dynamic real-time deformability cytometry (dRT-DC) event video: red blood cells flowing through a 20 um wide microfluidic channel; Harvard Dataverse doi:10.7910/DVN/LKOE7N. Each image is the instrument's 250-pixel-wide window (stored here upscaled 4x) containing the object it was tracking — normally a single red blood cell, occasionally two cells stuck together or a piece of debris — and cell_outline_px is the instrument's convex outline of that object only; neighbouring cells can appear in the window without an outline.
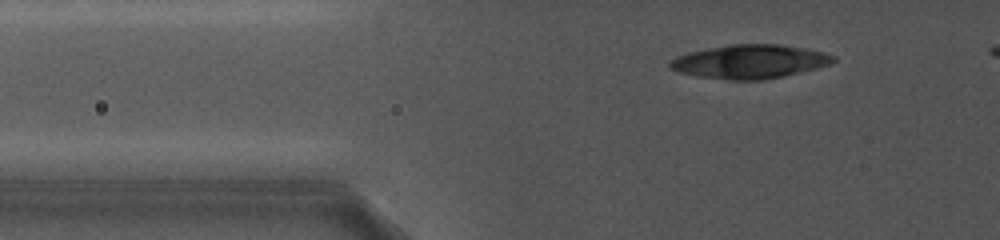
{"species": "common noctule bat (a hibernating species)", "species_latin": "Nyctalus noctula", "temperature_condition": "cold", "stored_images_in_passage": 29, "camera_frame_rate_fps": 5000, "um_per_image_px": 0.085, "animal": {"sex": "female", "body_mass_g": 19.0, "forearm_length_mm": 56.7}, "frame": {"image": 1, "passage_image": 24, "time_ms": 6.2, "image_size_px": [1000, 240], "cell_outline_px": [[836, 60], [828, 64], [816, 68], [784, 76], [760, 80], [732, 80], [696, 76], [680, 72], [672, 68], [668, 64], [668, 60], [676, 56], [688, 52], [728, 44], [780, 44], [808, 48], [824, 52], [836, 56]], "centroid_in_image_um": [63.73, 5.22], "position_along_channel_um": 62.1, "area_um2": 32.25}}